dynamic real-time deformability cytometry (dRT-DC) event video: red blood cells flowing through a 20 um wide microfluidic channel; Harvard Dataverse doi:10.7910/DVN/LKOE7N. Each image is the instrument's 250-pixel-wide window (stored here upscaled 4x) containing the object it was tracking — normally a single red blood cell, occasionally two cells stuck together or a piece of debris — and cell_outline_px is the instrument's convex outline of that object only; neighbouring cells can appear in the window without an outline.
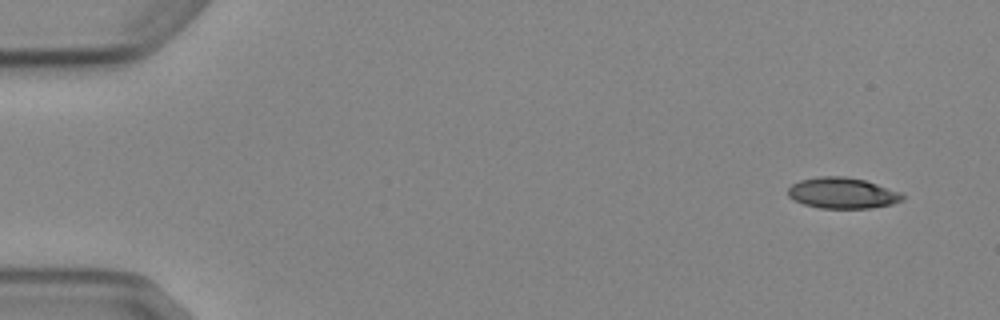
{"species": "Egyptian fruit bat (a non-hibernating species)", "species_latin": "Rousettus aegyptiacus", "temperature_condition": "cold", "stored_images_in_passage": 5, "segment_of_instrument_passage": [1, 2], "camera_frame_rate_fps": 3000, "um_per_image_px": 0.085, "animal": {"sex": "female"}, "frame": {"image": 1, "passage_image": 1, "time_ms": 0.0, "image_size_px": [1000, 320], "cell_outline_px": [[904, 200], [892, 204], [868, 208], [820, 208], [804, 204], [788, 196], [788, 188], [792, 184], [800, 180], [820, 176], [844, 176], [864, 180], [900, 192], [904, 196]], "centroid_in_image_um": [71.6, 16.41], "position_along_channel_um": 13.4, "area_um2": 20.46}}